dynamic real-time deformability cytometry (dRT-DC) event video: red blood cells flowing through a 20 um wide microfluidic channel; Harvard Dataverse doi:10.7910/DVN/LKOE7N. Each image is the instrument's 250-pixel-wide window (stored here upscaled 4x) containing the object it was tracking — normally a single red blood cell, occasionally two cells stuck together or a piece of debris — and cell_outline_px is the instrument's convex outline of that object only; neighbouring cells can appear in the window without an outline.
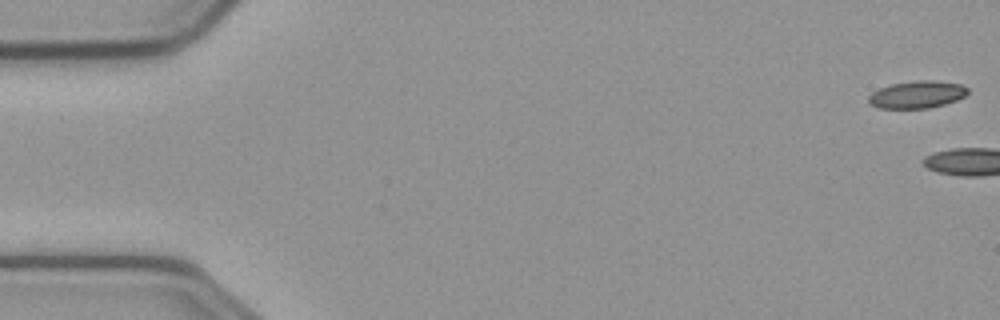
{"species": "common noctule bat (a hibernating species)", "species_latin": "Nyctalus noctula", "temperature_condition": "cold", "stored_images_in_passage": 4, "camera_frame_rate_fps": 3000, "um_per_image_px": 0.085, "animal": {"sex": "male", "body_mass_g": 23.1, "forearm_length_mm": 52.7}, "frame": {"image": 1, "passage_image": 1, "time_ms": 0.0, "image_size_px": [1000, 320], "cell_outline_px": [[968, 92], [964, 96], [956, 100], [944, 104], [928, 108], [880, 108], [868, 104], [868, 96], [872, 92], [880, 88], [892, 84], [916, 80], [932, 80], [960, 84], [968, 88]], "centroid_in_image_um": [77.92, 8.03], "position_along_channel_um": 7.1, "area_um2": 15.72}}